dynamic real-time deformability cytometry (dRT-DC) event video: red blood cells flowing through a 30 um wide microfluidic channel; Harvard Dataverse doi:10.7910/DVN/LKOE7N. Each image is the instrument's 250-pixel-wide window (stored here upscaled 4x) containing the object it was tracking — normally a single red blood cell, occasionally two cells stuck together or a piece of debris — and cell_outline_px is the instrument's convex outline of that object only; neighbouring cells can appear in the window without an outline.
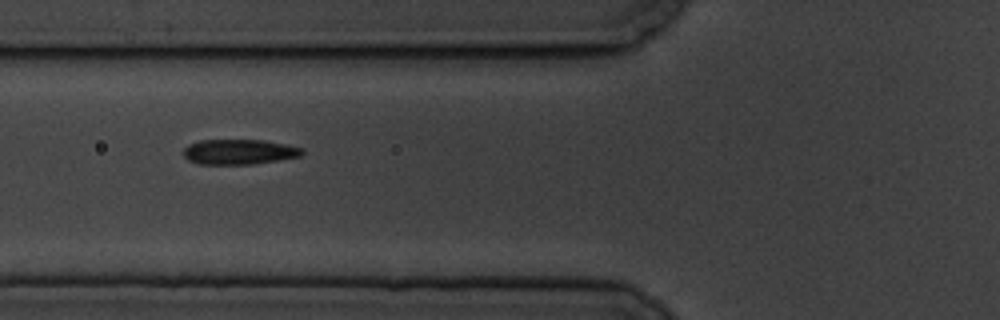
{"species": "common noctule bat (a hibernating species)", "species_latin": "Nyctalus noctula", "temperature_condition": "cold", "stored_images_in_passage": 7, "camera_frame_rate_fps": 3000, "um_per_image_px": 0.085, "animal": {"sex": "male", "body_mass_g": 19.5, "forearm_length_mm": 54.6}, "frame": {"image": 1, "passage_image": 6, "time_ms": 6.667, "image_size_px": [1000, 320], "cell_outline_px": [[304, 152], [300, 156], [252, 164], [200, 164], [188, 160], [184, 156], [184, 148], [188, 144], [200, 140], [264, 140], [288, 144], [304, 148]], "centroid_in_image_um": [20.33, 12.9], "position_along_channel_um": 105.5, "area_um2": 17.4}}
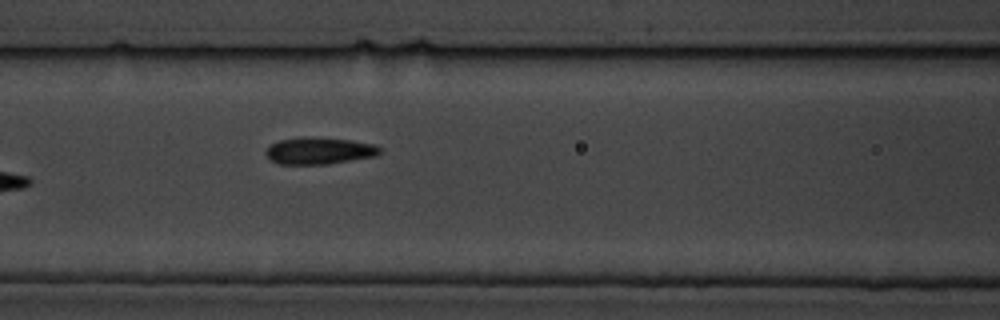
{"frame": {"image": 2, "passage_image": 7, "time_ms": 7.667, "image_size_px": [1000, 320], "cell_outline_px": [[380, 152], [376, 156], [328, 164], [280, 164], [272, 160], [264, 152], [272, 144], [280, 140], [304, 136], [352, 140], [376, 144], [380, 148]], "centroid_in_image_um": [27.16, 12.81], "position_along_channel_um": 139.4, "area_um2": 17.8}}